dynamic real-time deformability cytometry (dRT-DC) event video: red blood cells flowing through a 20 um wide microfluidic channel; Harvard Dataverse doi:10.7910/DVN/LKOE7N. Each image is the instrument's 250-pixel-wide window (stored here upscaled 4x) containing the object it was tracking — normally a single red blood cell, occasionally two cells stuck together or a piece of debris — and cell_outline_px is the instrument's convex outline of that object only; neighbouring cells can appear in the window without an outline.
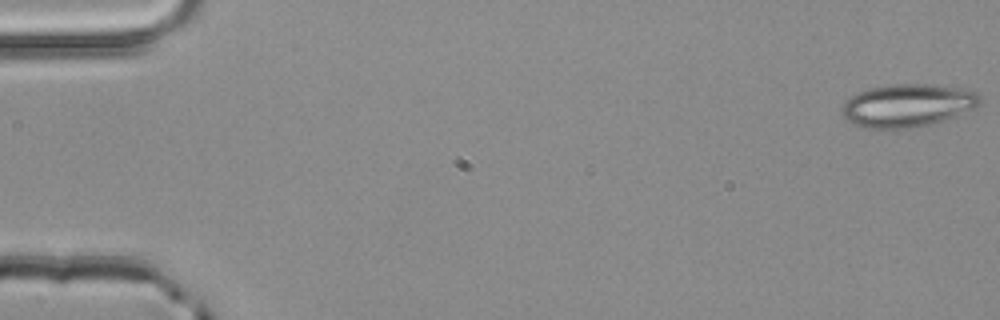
{"species": "common noctule bat (a hibernating species)", "species_latin": "Nyctalus noctula", "temperature_condition": "room temperature", "stored_images_in_passage": 52, "camera_frame_rate_fps": 3000, "um_per_image_px": 0.085, "animal": {"sex": "male", "body_mass_g": 20.4}, "frame": {"image": 1, "passage_image": 1, "time_ms": 0.0, "image_size_px": [1000, 320], "cell_outline_px": [[984, 100], [976, 108], [928, 124], [904, 128], [864, 128], [848, 120], [840, 112], [844, 104], [852, 96], [868, 88], [896, 84], [924, 84], [960, 88], [976, 92]], "centroid_in_image_um": [77.15, 8.95], "position_along_channel_um": 7.8, "area_um2": 33.87}}
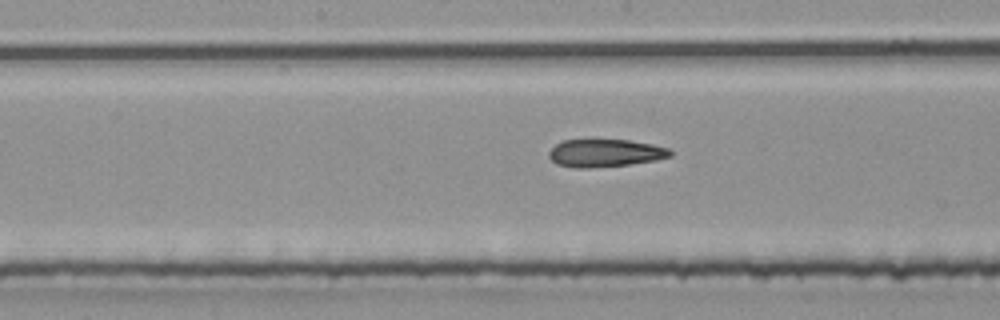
{"frame": {"image": 2, "passage_image": 27, "time_ms": 8.667, "image_size_px": [1000, 320], "cell_outline_px": [[672, 156], [656, 160], [628, 164], [588, 168], [576, 168], [556, 164], [548, 156], [548, 152], [556, 144], [564, 140], [628, 140], [652, 144], [668, 148], [672, 152]], "centroid_in_image_um": [51.43, 13.01], "position_along_channel_um": 196.8, "area_um2": 19.48}}
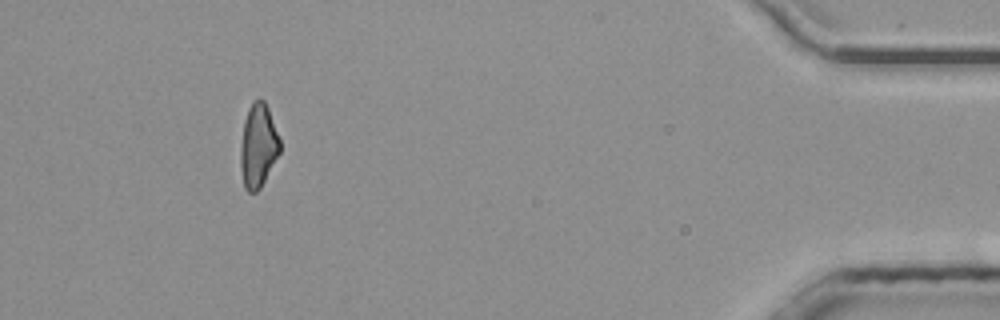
{"frame": {"image": 3, "passage_image": 48, "time_ms": 15.667, "image_size_px": [1000, 320], "cell_outline_px": [[280, 152], [260, 188], [256, 192], [248, 192], [244, 188], [240, 164], [240, 148], [244, 120], [248, 108], [252, 100], [264, 100], [268, 108], [280, 140]], "centroid_in_image_um": [21.93, 12.39], "position_along_channel_um": 413.3, "area_um2": 19.13}, "authors_computed_cell_mechanics": {"area_um2": 20.4612, "velocity_mm_per_s": 4.0453, "shape_relaxation_time_tau1_ms": null, "shape_relaxation_time_tau2_ms": 4.2966, "deformation_change_tau1": null, "deformation_change_tau2": 0.1451}}